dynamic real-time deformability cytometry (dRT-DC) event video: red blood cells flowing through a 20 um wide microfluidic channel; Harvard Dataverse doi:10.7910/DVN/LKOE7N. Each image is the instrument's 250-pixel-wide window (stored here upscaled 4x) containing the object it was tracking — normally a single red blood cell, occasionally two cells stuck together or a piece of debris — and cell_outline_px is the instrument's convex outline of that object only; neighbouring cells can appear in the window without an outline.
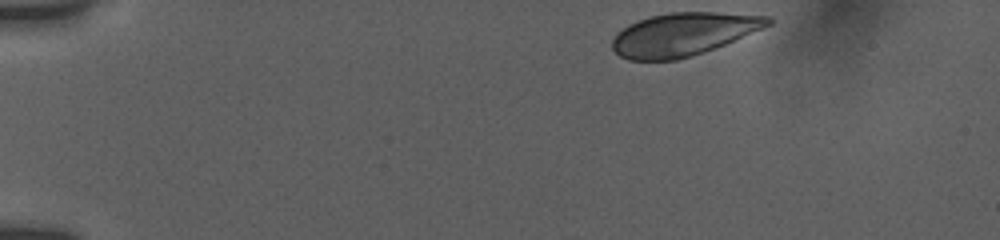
{"species": "human", "species_latin": "Homo sapiens", "temperature_condition": "room temperature", "stored_images_in_passage": 50, "camera_frame_rate_fps": 3000, "um_per_image_px": 0.085, "donor": {"sex": "female"}, "frame": {"image": 1, "passage_image": 1, "time_ms": 0.0, "image_size_px": [1000, 240], "cell_outline_px": [[772, 24], [764, 28], [724, 44], [676, 60], [628, 60], [620, 56], [612, 48], [612, 40], [616, 32], [628, 24], [648, 16], [668, 12], [716, 12], [768, 16], [772, 20]], "centroid_in_image_um": [58.04, 2.89], "position_along_channel_um": 27.0, "area_um2": 38.78}}
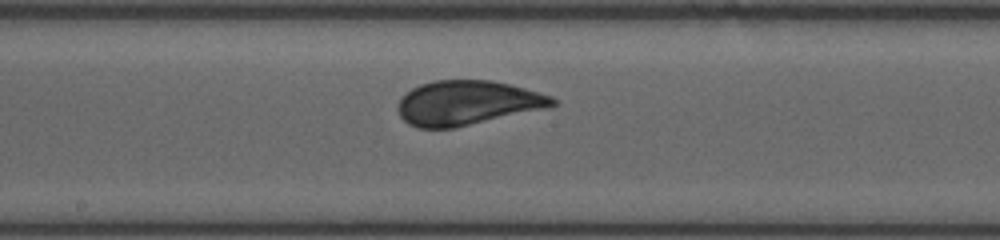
{"frame": {"image": 2, "passage_image": 21, "time_ms": 7.333, "image_size_px": [1000, 240], "cell_outline_px": [[556, 104], [548, 108], [456, 128], [416, 128], [408, 124], [400, 116], [396, 108], [396, 104], [412, 88], [420, 84], [436, 80], [492, 80], [524, 88], [552, 96], [556, 100]], "centroid_in_image_um": [39.71, 8.76], "position_along_channel_um": 208.5, "area_um2": 40.23}}
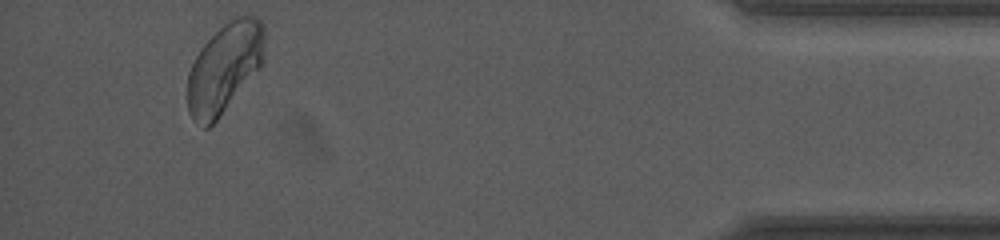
{"frame": {"image": 3, "passage_image": 46, "time_ms": 14.333, "image_size_px": [1000, 240], "cell_outline_px": [[264, 64], [220, 116], [208, 128], [204, 128], [196, 124], [192, 120], [188, 112], [188, 72], [200, 48], [236, 12], [256, 16], [264, 24]], "centroid_in_image_um": [19.11, 5.74], "position_along_channel_um": 416.1, "area_um2": 40.86}, "authors_computed_cell_mechanics": {"area_um2": 40.2288, "velocity_mm_per_s": 3.7562, "shape_relaxation_time_tau1_ms": 4.6425, "shape_relaxation_time_tau2_ms": null, "deformation_change_tau1": 0.0649, "deformation_change_tau2": null}}